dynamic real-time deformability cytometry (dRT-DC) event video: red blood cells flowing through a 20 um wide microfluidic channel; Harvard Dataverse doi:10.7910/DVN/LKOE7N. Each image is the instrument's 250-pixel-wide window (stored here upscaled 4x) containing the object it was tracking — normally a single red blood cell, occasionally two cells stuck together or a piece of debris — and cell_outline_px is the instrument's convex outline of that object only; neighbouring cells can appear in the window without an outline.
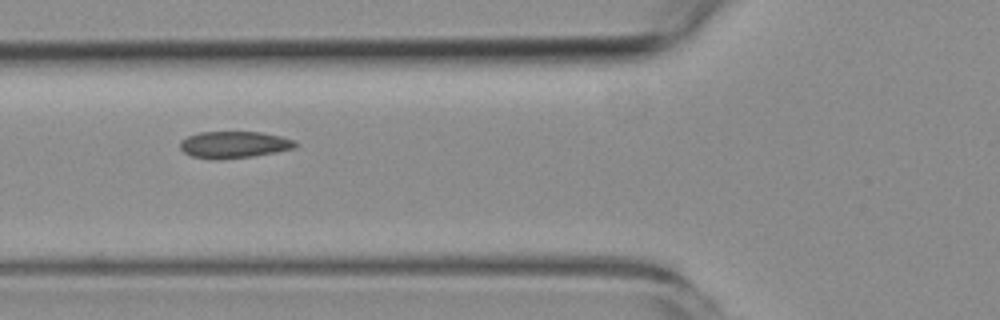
{"species": "common noctule bat (a hibernating species)", "species_latin": "Nyctalus noctula", "temperature_condition": "room temperature", "stored_images_in_passage": 10, "camera_frame_rate_fps": 3000, "um_per_image_px": 0.085, "animal": {"sex": "female", "body_mass_g": 19.3, "forearm_length_mm": 54.1}, "frame": {"image": 1, "passage_image": 5, "time_ms": 5.667, "image_size_px": [1000, 320], "cell_outline_px": [[300, 144], [296, 148], [276, 152], [252, 156], [220, 160], [212, 160], [192, 156], [184, 152], [180, 148], [180, 140], [188, 136], [200, 132], [260, 132], [280, 136], [292, 140]], "centroid_in_image_um": [19.89, 12.3], "position_along_channel_um": 105.9, "area_um2": 18.09}}
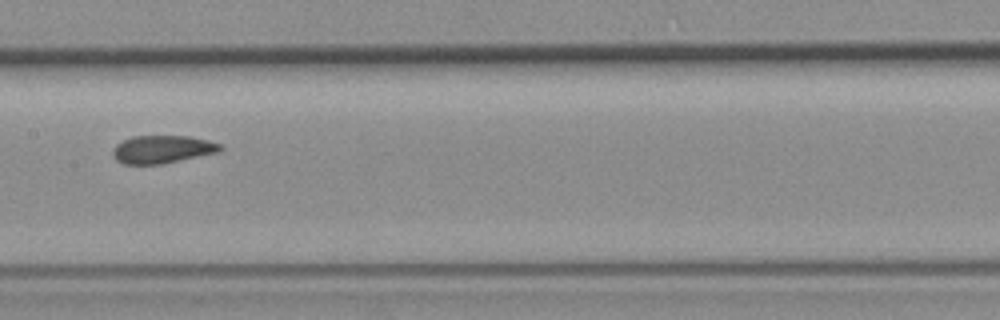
{"frame": {"image": 2, "passage_image": 7, "time_ms": 8.0, "image_size_px": [1000, 320], "cell_outline_px": [[224, 148], [220, 152], [160, 164], [124, 164], [116, 160], [112, 156], [112, 148], [116, 144], [132, 136], [192, 136], [208, 140], [220, 144]], "centroid_in_image_um": [13.79, 12.69], "position_along_channel_um": 193.6, "area_um2": 17.57}}
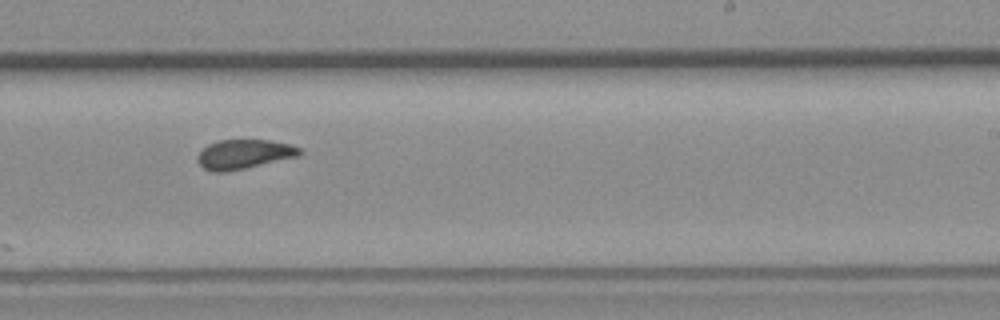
{"frame": {"image": 3, "passage_image": 9, "time_ms": 10.0, "image_size_px": [1000, 320], "cell_outline_px": [[304, 152], [300, 156], [228, 172], [212, 172], [204, 168], [196, 160], [196, 156], [208, 144], [216, 140], [268, 140], [288, 144], [300, 148]], "centroid_in_image_um": [20.73, 13.11], "position_along_channel_um": 268.3, "area_um2": 17.63}}